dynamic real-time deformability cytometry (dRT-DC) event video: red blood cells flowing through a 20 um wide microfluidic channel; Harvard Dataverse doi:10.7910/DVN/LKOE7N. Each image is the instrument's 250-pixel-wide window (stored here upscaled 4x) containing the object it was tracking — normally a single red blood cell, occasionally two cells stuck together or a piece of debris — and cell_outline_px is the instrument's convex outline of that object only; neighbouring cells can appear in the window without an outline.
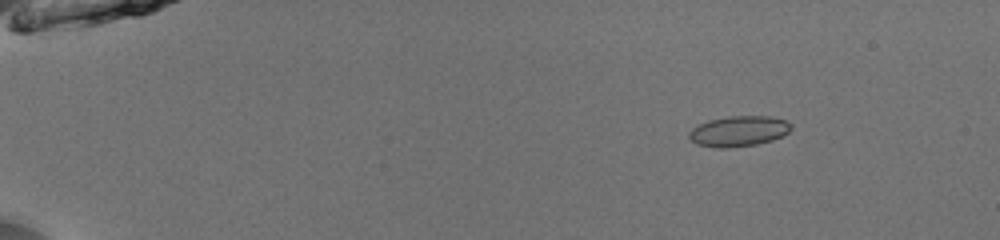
{"species": "common noctule bat (a hibernating species)", "species_latin": "Nyctalus noctula", "temperature_condition": "room temperature", "stored_images_in_passage": 53, "camera_frame_rate_fps": 3000, "um_per_image_px": 0.085, "animal": {"sex": "male", "body_mass_g": 13.0, "forearm_length_mm": 53.1}, "frame": {"image": 1, "passage_image": 9, "time_ms": 2.667, "image_size_px": [1000, 240], "cell_outline_px": [[792, 128], [788, 132], [772, 140], [756, 144], [728, 148], [716, 148], [696, 144], [688, 136], [688, 132], [692, 128], [708, 120], [728, 116], [772, 116], [788, 120], [792, 124]], "centroid_in_image_um": [62.8, 11.14], "position_along_channel_um": 22.2, "area_um2": 18.26}}
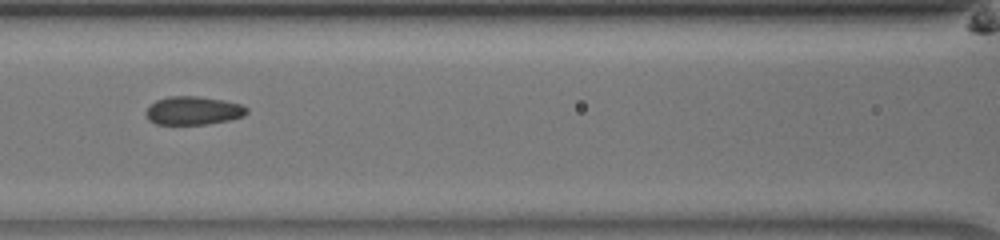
{"frame": {"image": 2, "passage_image": 27, "time_ms": 8.667, "image_size_px": [1000, 240], "cell_outline_px": [[248, 112], [244, 116], [228, 120], [208, 124], [156, 124], [148, 120], [148, 108], [156, 100], [168, 96], [196, 96], [224, 100], [240, 104], [248, 108]], "centroid_in_image_um": [16.46, 9.4], "position_along_channel_um": 150.1, "area_um2": 16.53}}
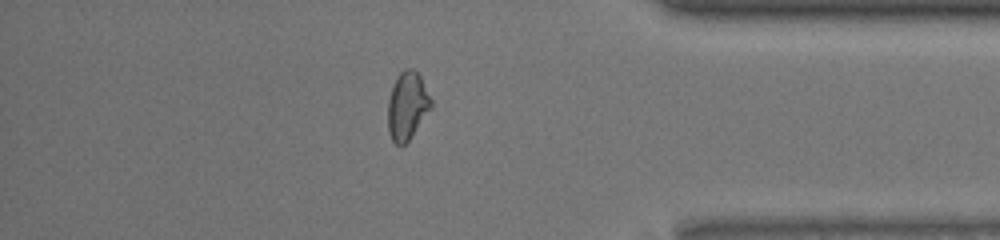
{"frame": {"image": 3, "passage_image": 47, "time_ms": 15.333, "image_size_px": [1000, 240], "cell_outline_px": [[432, 108], [408, 140], [400, 148], [392, 140], [388, 132], [388, 100], [392, 88], [400, 72], [404, 68], [412, 68], [420, 76], [432, 100]], "centroid_in_image_um": [34.62, 9.01], "position_along_channel_um": 400.6, "area_um2": 16.99}, "authors_computed_cell_mechanics": {"area_um2": 17.1666, "velocity_mm_per_s": 3.9982, "shape_relaxation_time_tau1_ms": 4.3697, "shape_relaxation_time_tau2_ms": 1.0363, "deformation_change_tau1": 0.1193, "deformation_change_tau2": 0.0618}}